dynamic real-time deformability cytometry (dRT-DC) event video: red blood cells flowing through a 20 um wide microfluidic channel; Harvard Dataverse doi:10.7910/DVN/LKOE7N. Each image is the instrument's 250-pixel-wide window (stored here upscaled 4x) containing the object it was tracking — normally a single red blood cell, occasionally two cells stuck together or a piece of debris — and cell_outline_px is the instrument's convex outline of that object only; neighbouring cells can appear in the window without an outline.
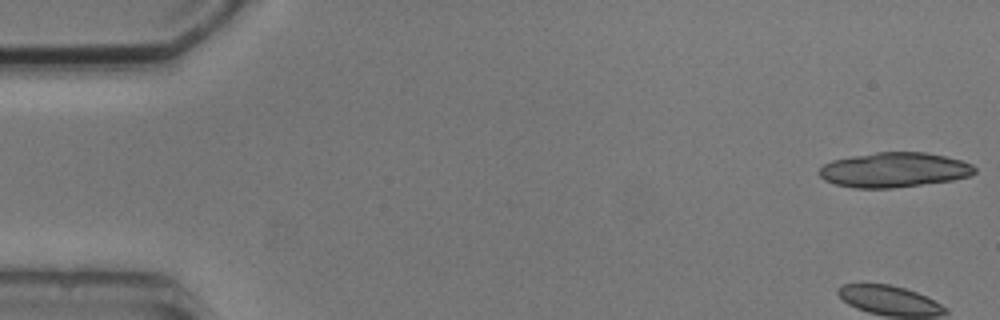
{"species": "common noctule bat (a hibernating species)", "species_latin": "Nyctalus noctula", "temperature_condition": "cold", "stored_images_in_passage": 5, "camera_frame_rate_fps": 3000, "um_per_image_px": 0.085, "animal": {"sex": "male", "body_mass_g": 20.5, "forearm_length_mm": 52.5}, "frame": {"image": 1, "passage_image": 1, "time_ms": 0.0, "image_size_px": [1000, 320], "cell_outline_px": [[976, 172], [972, 176], [952, 180], [892, 188], [852, 188], [836, 184], [824, 180], [816, 172], [824, 164], [832, 160], [852, 156], [876, 152], [924, 152], [944, 156], [960, 160], [972, 164], [976, 168]], "centroid_in_image_um": [75.99, 14.44], "position_along_channel_um": 9.0, "area_um2": 31.62}}